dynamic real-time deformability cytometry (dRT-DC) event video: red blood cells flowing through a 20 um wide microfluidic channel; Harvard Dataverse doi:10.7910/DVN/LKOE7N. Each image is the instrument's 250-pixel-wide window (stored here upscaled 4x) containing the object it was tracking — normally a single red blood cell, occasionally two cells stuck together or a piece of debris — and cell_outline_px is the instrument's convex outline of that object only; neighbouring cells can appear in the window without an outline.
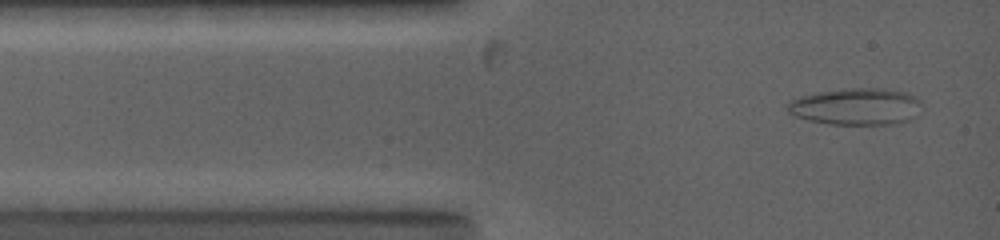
{"species": "common noctule bat (a hibernating species)", "species_latin": "Nyctalus noctula", "temperature_condition": "warm", "stored_images_in_passage": 9, "camera_frame_rate_fps": 5000, "um_per_image_px": 0.085, "animal": {"sex": "female", "body_mass_g": 19.0, "forearm_length_mm": 53.3}, "frame": {"image": 1, "passage_image": 1, "time_ms": 0.0, "image_size_px": [1000, 240], "cell_outline_px": [[920, 104], [912, 116], [908, 120], [892, 124], [828, 124], [808, 120], [796, 116], [788, 112], [784, 104], [800, 96], [820, 92], [844, 88], [876, 88], [904, 92], [920, 100]], "centroid_in_image_um": [72.67, 9.05], "position_along_channel_um": 12.3, "area_um2": 28.38}}
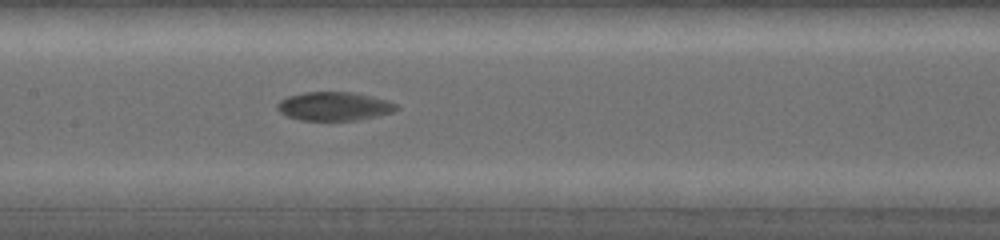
{"frame": {"image": 2, "passage_image": 9, "time_ms": 5.4, "image_size_px": [1000, 240], "cell_outline_px": [[400, 108], [392, 112], [360, 120], [300, 120], [288, 116], [280, 112], [276, 108], [276, 104], [280, 100], [288, 96], [304, 92], [352, 92], [372, 96], [388, 100], [396, 104]], "centroid_in_image_um": [28.4, 9.03], "position_along_channel_um": 179.0, "area_um2": 19.94}}